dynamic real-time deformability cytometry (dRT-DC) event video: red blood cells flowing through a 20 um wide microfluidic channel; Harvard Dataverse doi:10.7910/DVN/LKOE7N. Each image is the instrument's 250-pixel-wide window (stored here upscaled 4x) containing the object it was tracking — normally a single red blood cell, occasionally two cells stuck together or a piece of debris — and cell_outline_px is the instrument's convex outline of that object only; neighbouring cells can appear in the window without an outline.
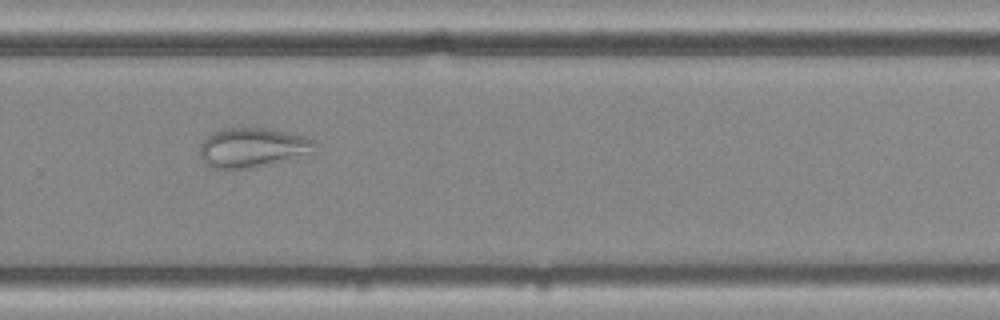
{"species": "common noctule bat (a hibernating species)", "species_latin": "Nyctalus noctula", "temperature_condition": "cold", "stored_images_in_passage": 12, "camera_frame_rate_fps": 3000, "um_per_image_px": 0.085, "animal": {"sex": "female", "body_mass_g": 25.1}, "frame": {"image": 1, "passage_image": 7, "time_ms": 2.0, "image_size_px": [1000, 320], "cell_outline_px": [[320, 144], [308, 152], [288, 160], [248, 168], [212, 168], [204, 164], [200, 156], [200, 144], [208, 136], [224, 128], [264, 128], [304, 136], [316, 140]], "centroid_in_image_um": [21.44, 12.54], "position_along_channel_um": 308.4, "area_um2": 26.13}}